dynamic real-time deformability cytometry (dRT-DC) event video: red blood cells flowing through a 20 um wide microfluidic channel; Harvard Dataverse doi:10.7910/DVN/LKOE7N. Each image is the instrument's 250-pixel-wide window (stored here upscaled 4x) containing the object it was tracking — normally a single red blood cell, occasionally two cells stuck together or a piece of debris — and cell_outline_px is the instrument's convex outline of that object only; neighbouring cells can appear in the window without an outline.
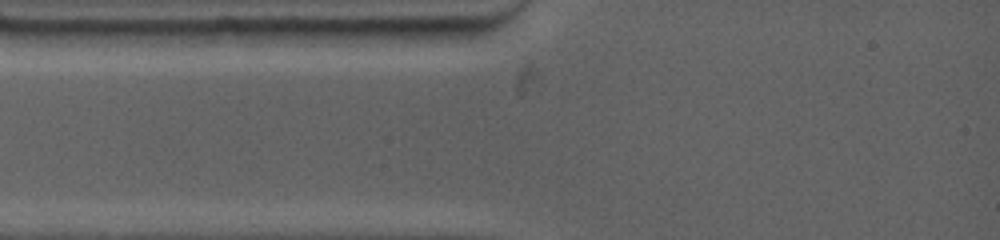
{"species": "common noctule bat (a hibernating species)", "species_latin": "Nyctalus noctula", "temperature_condition": "warm", "stored_images_in_passage": 3, "camera_frame_rate_fps": 4500, "um_per_image_px": 0.085, "animal": {"sex": "female", "body_mass_g": 19.0, "forearm_length_mm": 53.3}, "frame": {"image": 1, "passage_image": 1, "time_ms": 0.0, "image_size_px": [1000, 240], "cell_outline_px": [[484, 28], [468, 44], [428, 48], [420, 48], [356, 44], [340, 28]], "centroid_in_image_um": [35.06, 3.12], "position_along_channel_um": 49.9, "area_um2": 16.53}}